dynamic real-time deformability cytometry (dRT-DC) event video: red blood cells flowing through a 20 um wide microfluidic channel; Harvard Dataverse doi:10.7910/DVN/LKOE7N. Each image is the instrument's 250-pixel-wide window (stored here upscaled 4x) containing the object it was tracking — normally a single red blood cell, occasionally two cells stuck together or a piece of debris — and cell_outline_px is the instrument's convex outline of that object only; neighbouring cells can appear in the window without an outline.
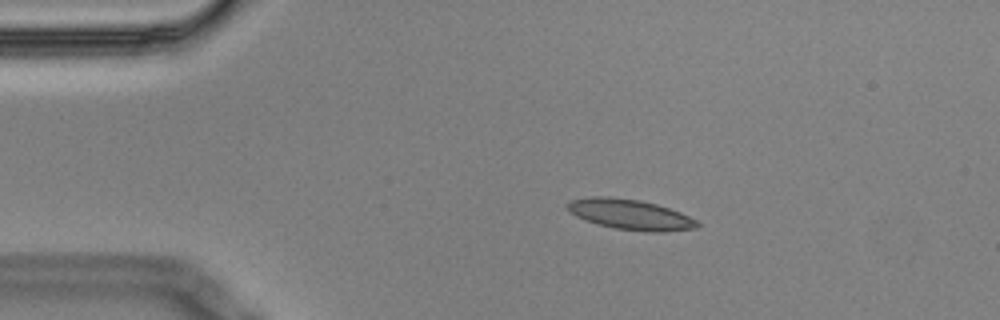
{"species": "Egyptian fruit bat (a non-hibernating species)", "species_latin": "Rousettus aegyptiacus", "temperature_condition": "cold", "stored_images_in_passage": 2, "camera_frame_rate_fps": 3000, "um_per_image_px": 0.085, "animal": {"sex": "male"}, "frame": {"image": 1, "passage_image": 1, "time_ms": 0.0, "image_size_px": [1000, 320], "cell_outline_px": [[700, 224], [696, 228], [664, 232], [648, 232], [616, 228], [596, 224], [584, 220], [576, 216], [568, 208], [568, 204], [572, 200], [592, 196], [608, 196], [640, 200], [656, 204], [680, 212], [696, 220]], "centroid_in_image_um": [53.59, 18.23], "position_along_channel_um": 31.4, "area_um2": 22.77}}